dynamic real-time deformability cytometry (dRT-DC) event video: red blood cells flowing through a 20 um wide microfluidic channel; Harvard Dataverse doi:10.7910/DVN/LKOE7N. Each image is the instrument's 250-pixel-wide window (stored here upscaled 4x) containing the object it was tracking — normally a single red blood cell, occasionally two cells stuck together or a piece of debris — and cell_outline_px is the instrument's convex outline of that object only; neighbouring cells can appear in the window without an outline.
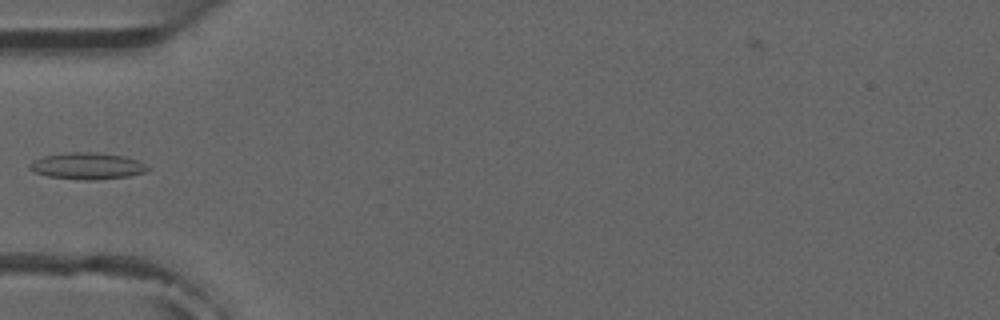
{"species": "common noctule bat (a hibernating species)", "species_latin": "Nyctalus noctula", "temperature_condition": "room temperature", "stored_images_in_passage": 6, "camera_frame_rate_fps": 3000, "um_per_image_px": 0.085, "animal": {"sex": "male", "forearm_length_mm": 52.5}, "frame": {"image": 1, "passage_image": 6, "time_ms": 5.667, "image_size_px": [1000, 320], "cell_outline_px": [[152, 168], [144, 172], [128, 176], [100, 180], [80, 180], [48, 176], [36, 172], [28, 168], [28, 164], [32, 160], [44, 156], [68, 152], [96, 152], [124, 156], [136, 160]], "centroid_in_image_um": [7.4, 14.11], "position_along_channel_um": 77.6, "area_um2": 18.38}}